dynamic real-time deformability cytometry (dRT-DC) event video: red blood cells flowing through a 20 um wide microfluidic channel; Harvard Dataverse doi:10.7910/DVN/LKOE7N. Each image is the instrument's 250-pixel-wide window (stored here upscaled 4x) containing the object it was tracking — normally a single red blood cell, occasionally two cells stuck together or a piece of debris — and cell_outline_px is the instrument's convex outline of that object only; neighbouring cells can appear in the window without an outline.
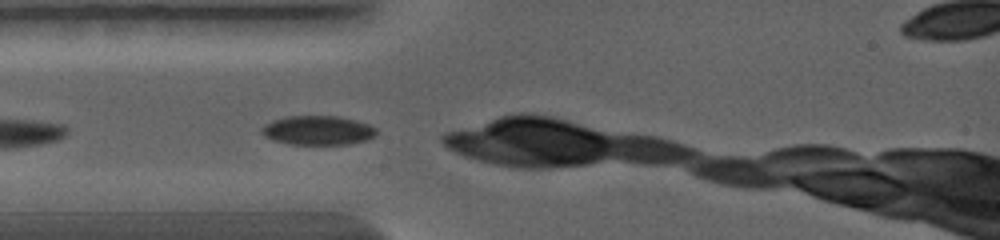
{"species": "common noctule bat (a hibernating species)", "species_latin": "Nyctalus noctula", "temperature_condition": "warm", "stored_images_in_passage": 7, "camera_frame_rate_fps": 5000, "um_per_image_px": 0.085, "animal": {"sex": "female", "body_mass_g": 19.0, "forearm_length_mm": 56.7}, "frame": {"image": 1, "passage_image": 1, "time_ms": 0.0, "image_size_px": [1000, 240], "cell_outline_px": [[376, 132], [368, 140], [348, 144], [288, 144], [272, 140], [264, 136], [260, 132], [260, 128], [264, 124], [272, 120], [284, 116], [340, 116], [356, 120], [368, 124], [376, 128]], "centroid_in_image_um": [26.96, 11.07], "position_along_channel_um": 58.0, "area_um2": 19.71}}